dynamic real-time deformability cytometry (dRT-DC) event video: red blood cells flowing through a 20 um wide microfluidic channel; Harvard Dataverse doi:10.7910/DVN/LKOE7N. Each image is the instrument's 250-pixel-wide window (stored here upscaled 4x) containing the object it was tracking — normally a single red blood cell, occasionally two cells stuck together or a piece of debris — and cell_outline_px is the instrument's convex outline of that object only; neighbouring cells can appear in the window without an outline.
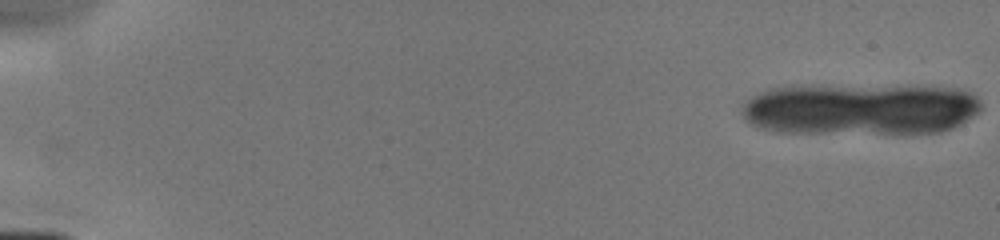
{"species": "human", "species_latin": "Homo sapiens", "temperature_condition": "cold", "stored_images_in_passage": 9, "camera_frame_rate_fps": 3000, "um_per_image_px": 0.085, "donor": {"sex": "male"}, "frame": {"image": 1, "passage_image": 1, "time_ms": 0.0, "image_size_px": [1000, 240], "cell_outline_px": [[980, 108], [976, 112], [960, 124], [952, 128], [940, 132], [776, 132], [752, 124], [744, 116], [744, 100], [760, 92], [772, 88], [792, 84], [960, 88], [972, 92], [980, 100]], "centroid_in_image_um": [73.09, 9.24], "position_along_channel_um": 11.9, "area_um2": 71.85}}
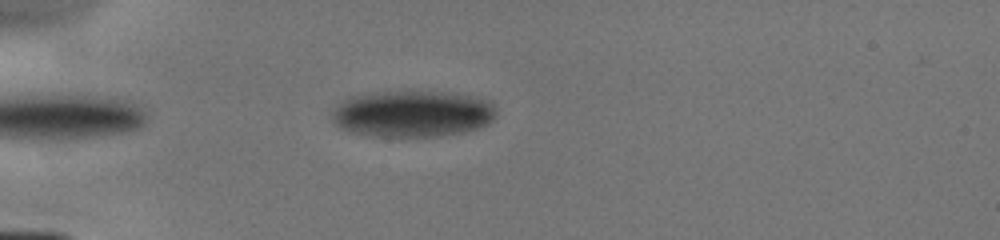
{"frame": {"image": 2, "passage_image": 6, "time_ms": 5.0, "image_size_px": [1000, 240], "cell_outline_px": [[496, 116], [488, 124], [464, 132], [440, 136], [376, 136], [352, 132], [340, 128], [332, 120], [332, 108], [344, 100], [352, 96], [376, 92], [452, 92], [488, 100], [496, 108]], "centroid_in_image_um": [35.07, 9.67], "position_along_channel_um": 49.9, "area_um2": 44.45}}
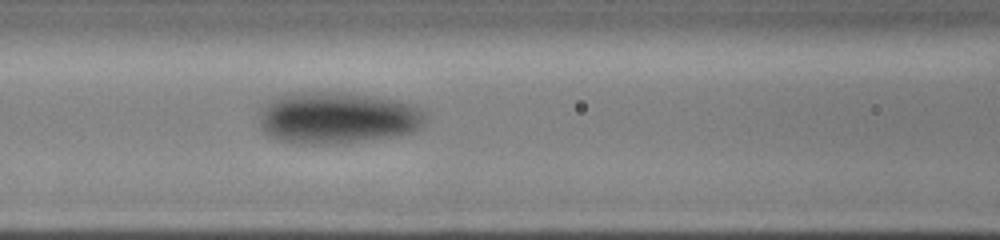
{"frame": {"image": 3, "passage_image": 9, "time_ms": 7.667, "image_size_px": [1000, 240], "cell_outline_px": [[424, 120], [420, 128], [412, 132], [344, 144], [304, 144], [280, 140], [268, 136], [264, 132], [260, 124], [260, 108], [264, 104], [276, 96], [288, 92], [348, 92], [400, 100], [416, 104], [424, 112]], "centroid_in_image_um": [28.65, 9.99], "position_along_channel_um": 137.9, "area_um2": 50.81}}